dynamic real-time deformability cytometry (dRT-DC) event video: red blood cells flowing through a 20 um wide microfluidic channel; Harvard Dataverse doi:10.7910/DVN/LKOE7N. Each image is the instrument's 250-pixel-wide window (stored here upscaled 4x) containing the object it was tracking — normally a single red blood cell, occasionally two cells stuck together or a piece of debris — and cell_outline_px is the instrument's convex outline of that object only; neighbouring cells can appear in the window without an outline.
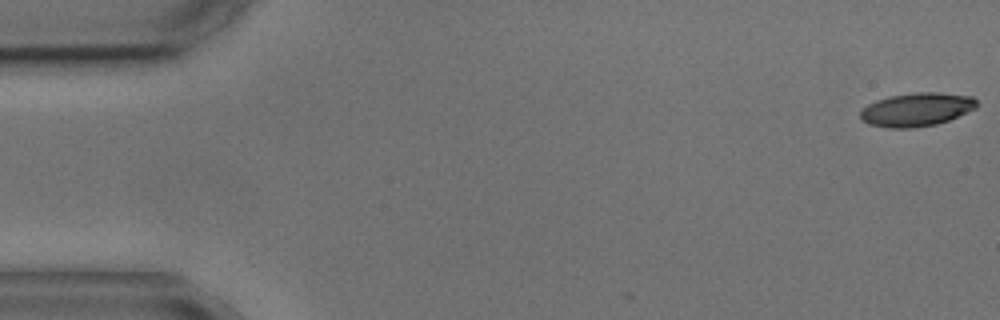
{"species": "common noctule bat (a hibernating species)", "species_latin": "Nyctalus noctula", "temperature_condition": "cold", "stored_images_in_passage": 5, "camera_frame_rate_fps": 3000, "um_per_image_px": 0.085, "animal": {"sex": "male", "body_mass_g": 17.9, "forearm_length_mm": 54.2}, "frame": {"image": 1, "passage_image": 1, "time_ms": 0.0, "image_size_px": [1000, 320], "cell_outline_px": [[980, 104], [976, 108], [948, 120], [936, 124], [912, 128], [888, 128], [868, 124], [860, 120], [860, 112], [868, 104], [876, 100], [892, 96], [912, 92], [936, 92], [972, 96]], "centroid_in_image_um": [77.91, 9.31], "position_along_channel_um": 7.1, "area_um2": 22.77}}